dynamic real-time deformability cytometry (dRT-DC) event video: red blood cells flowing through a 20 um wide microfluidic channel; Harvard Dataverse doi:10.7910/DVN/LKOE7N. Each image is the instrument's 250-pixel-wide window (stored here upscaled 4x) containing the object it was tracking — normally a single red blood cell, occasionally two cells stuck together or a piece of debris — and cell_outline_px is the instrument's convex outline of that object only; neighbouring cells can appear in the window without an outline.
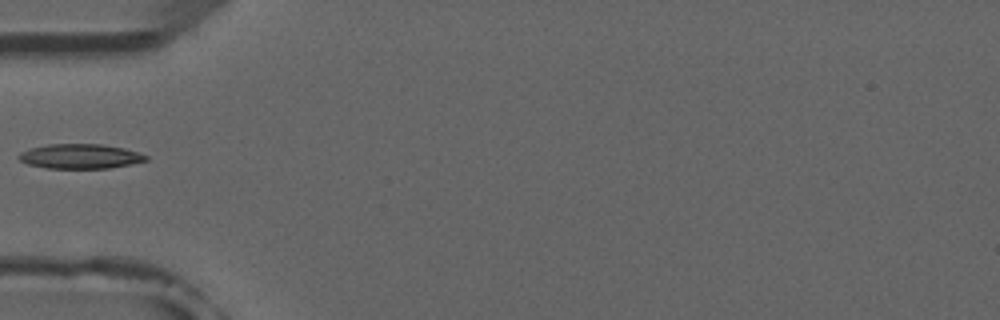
{"species": "common noctule bat (a hibernating species)", "species_latin": "Nyctalus noctula", "temperature_condition": "room temperature", "stored_images_in_passage": 6, "camera_frame_rate_fps": 3000, "um_per_image_px": 0.085, "animal": {"sex": "male", "forearm_length_mm": 52.5}, "frame": {"image": 1, "passage_image": 6, "time_ms": 5.667, "image_size_px": [1000, 320], "cell_outline_px": [[148, 160], [108, 168], [44, 168], [28, 164], [20, 160], [16, 156], [20, 152], [32, 148], [48, 144], [100, 144], [124, 148], [148, 156]], "centroid_in_image_um": [6.77, 13.28], "position_along_channel_um": 78.2, "area_um2": 18.09}}